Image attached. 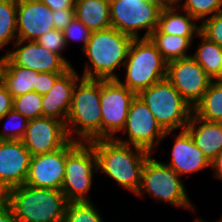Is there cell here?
Returning <instances> with one entry per match:
<instances>
[{
	"mask_svg": "<svg viewBox=\"0 0 222 222\" xmlns=\"http://www.w3.org/2000/svg\"><path fill=\"white\" fill-rule=\"evenodd\" d=\"M89 143L96 155L97 170H102L122 187L137 193L143 166L151 153L115 139H97Z\"/></svg>",
	"mask_w": 222,
	"mask_h": 222,
	"instance_id": "6da1fadb",
	"label": "cell"
},
{
	"mask_svg": "<svg viewBox=\"0 0 222 222\" xmlns=\"http://www.w3.org/2000/svg\"><path fill=\"white\" fill-rule=\"evenodd\" d=\"M6 203L19 222H63L68 201L61 190L23 184L6 191Z\"/></svg>",
	"mask_w": 222,
	"mask_h": 222,
	"instance_id": "7a4b0ae2",
	"label": "cell"
},
{
	"mask_svg": "<svg viewBox=\"0 0 222 222\" xmlns=\"http://www.w3.org/2000/svg\"><path fill=\"white\" fill-rule=\"evenodd\" d=\"M132 40L131 36L113 27L92 31L91 37L83 50L92 67L90 65L85 67L82 78L119 79L114 70L118 66H124Z\"/></svg>",
	"mask_w": 222,
	"mask_h": 222,
	"instance_id": "3957f363",
	"label": "cell"
},
{
	"mask_svg": "<svg viewBox=\"0 0 222 222\" xmlns=\"http://www.w3.org/2000/svg\"><path fill=\"white\" fill-rule=\"evenodd\" d=\"M100 98L101 80L81 78L76 83L66 120L67 133L71 140H74V132L81 137L77 138L79 142L102 139Z\"/></svg>",
	"mask_w": 222,
	"mask_h": 222,
	"instance_id": "277c9868",
	"label": "cell"
},
{
	"mask_svg": "<svg viewBox=\"0 0 222 222\" xmlns=\"http://www.w3.org/2000/svg\"><path fill=\"white\" fill-rule=\"evenodd\" d=\"M124 66L126 79L118 80L136 94L167 76V62L149 37L133 38Z\"/></svg>",
	"mask_w": 222,
	"mask_h": 222,
	"instance_id": "5b68a950",
	"label": "cell"
},
{
	"mask_svg": "<svg viewBox=\"0 0 222 222\" xmlns=\"http://www.w3.org/2000/svg\"><path fill=\"white\" fill-rule=\"evenodd\" d=\"M137 96L146 104L165 132L186 128L193 108L167 78L141 90Z\"/></svg>",
	"mask_w": 222,
	"mask_h": 222,
	"instance_id": "8992f818",
	"label": "cell"
},
{
	"mask_svg": "<svg viewBox=\"0 0 222 222\" xmlns=\"http://www.w3.org/2000/svg\"><path fill=\"white\" fill-rule=\"evenodd\" d=\"M93 171L98 172L92 145L76 138L70 140L66 144L65 175L61 187L68 202L89 201L86 195L92 186Z\"/></svg>",
	"mask_w": 222,
	"mask_h": 222,
	"instance_id": "52a82bcc",
	"label": "cell"
},
{
	"mask_svg": "<svg viewBox=\"0 0 222 222\" xmlns=\"http://www.w3.org/2000/svg\"><path fill=\"white\" fill-rule=\"evenodd\" d=\"M143 191L151 194L155 200L195 210L180 176L171 167L151 156L143 166L141 185L136 194L141 196Z\"/></svg>",
	"mask_w": 222,
	"mask_h": 222,
	"instance_id": "ba28073f",
	"label": "cell"
},
{
	"mask_svg": "<svg viewBox=\"0 0 222 222\" xmlns=\"http://www.w3.org/2000/svg\"><path fill=\"white\" fill-rule=\"evenodd\" d=\"M111 26L118 31L140 38L139 30L147 29L148 38L157 28L161 5L158 0H109Z\"/></svg>",
	"mask_w": 222,
	"mask_h": 222,
	"instance_id": "9c48e42d",
	"label": "cell"
},
{
	"mask_svg": "<svg viewBox=\"0 0 222 222\" xmlns=\"http://www.w3.org/2000/svg\"><path fill=\"white\" fill-rule=\"evenodd\" d=\"M136 95L118 79L101 80L102 139H114L122 131Z\"/></svg>",
	"mask_w": 222,
	"mask_h": 222,
	"instance_id": "30bf717a",
	"label": "cell"
},
{
	"mask_svg": "<svg viewBox=\"0 0 222 222\" xmlns=\"http://www.w3.org/2000/svg\"><path fill=\"white\" fill-rule=\"evenodd\" d=\"M123 131L128 133L127 141L117 137L114 139L124 144L140 147L150 153L170 133L161 128L152 112L137 95L130 105Z\"/></svg>",
	"mask_w": 222,
	"mask_h": 222,
	"instance_id": "8fae6325",
	"label": "cell"
},
{
	"mask_svg": "<svg viewBox=\"0 0 222 222\" xmlns=\"http://www.w3.org/2000/svg\"><path fill=\"white\" fill-rule=\"evenodd\" d=\"M166 78L192 108L202 99L212 82L191 56L168 62Z\"/></svg>",
	"mask_w": 222,
	"mask_h": 222,
	"instance_id": "7c38bea8",
	"label": "cell"
},
{
	"mask_svg": "<svg viewBox=\"0 0 222 222\" xmlns=\"http://www.w3.org/2000/svg\"><path fill=\"white\" fill-rule=\"evenodd\" d=\"M70 137L66 123L50 117L29 120L22 142L31 156L54 152L64 147Z\"/></svg>",
	"mask_w": 222,
	"mask_h": 222,
	"instance_id": "4fadbf2b",
	"label": "cell"
},
{
	"mask_svg": "<svg viewBox=\"0 0 222 222\" xmlns=\"http://www.w3.org/2000/svg\"><path fill=\"white\" fill-rule=\"evenodd\" d=\"M30 160L21 140H0V185L5 191L25 184Z\"/></svg>",
	"mask_w": 222,
	"mask_h": 222,
	"instance_id": "5bb4252c",
	"label": "cell"
},
{
	"mask_svg": "<svg viewBox=\"0 0 222 222\" xmlns=\"http://www.w3.org/2000/svg\"><path fill=\"white\" fill-rule=\"evenodd\" d=\"M66 145L54 152L31 156L25 184L61 190L65 175Z\"/></svg>",
	"mask_w": 222,
	"mask_h": 222,
	"instance_id": "9a60e30c",
	"label": "cell"
},
{
	"mask_svg": "<svg viewBox=\"0 0 222 222\" xmlns=\"http://www.w3.org/2000/svg\"><path fill=\"white\" fill-rule=\"evenodd\" d=\"M52 14L41 0H17V40L36 41L54 29Z\"/></svg>",
	"mask_w": 222,
	"mask_h": 222,
	"instance_id": "2e32d148",
	"label": "cell"
},
{
	"mask_svg": "<svg viewBox=\"0 0 222 222\" xmlns=\"http://www.w3.org/2000/svg\"><path fill=\"white\" fill-rule=\"evenodd\" d=\"M25 41L16 40L15 51H7V57L18 66L33 71L44 73H65L71 67L57 54L47 50L36 41H28V44L21 46Z\"/></svg>",
	"mask_w": 222,
	"mask_h": 222,
	"instance_id": "e0dca14e",
	"label": "cell"
},
{
	"mask_svg": "<svg viewBox=\"0 0 222 222\" xmlns=\"http://www.w3.org/2000/svg\"><path fill=\"white\" fill-rule=\"evenodd\" d=\"M78 80L79 76L73 67L56 80L51 90L42 95V117H50L66 123Z\"/></svg>",
	"mask_w": 222,
	"mask_h": 222,
	"instance_id": "ac0fdd59",
	"label": "cell"
},
{
	"mask_svg": "<svg viewBox=\"0 0 222 222\" xmlns=\"http://www.w3.org/2000/svg\"><path fill=\"white\" fill-rule=\"evenodd\" d=\"M165 165L171 167L180 176L208 167L211 162L196 146L189 132L184 129L175 138L171 162Z\"/></svg>",
	"mask_w": 222,
	"mask_h": 222,
	"instance_id": "d6986e66",
	"label": "cell"
},
{
	"mask_svg": "<svg viewBox=\"0 0 222 222\" xmlns=\"http://www.w3.org/2000/svg\"><path fill=\"white\" fill-rule=\"evenodd\" d=\"M185 129L210 162L222 151V122L205 121L192 113Z\"/></svg>",
	"mask_w": 222,
	"mask_h": 222,
	"instance_id": "ffe728a7",
	"label": "cell"
},
{
	"mask_svg": "<svg viewBox=\"0 0 222 222\" xmlns=\"http://www.w3.org/2000/svg\"><path fill=\"white\" fill-rule=\"evenodd\" d=\"M75 17L91 31L111 26L109 0H75Z\"/></svg>",
	"mask_w": 222,
	"mask_h": 222,
	"instance_id": "44dd1931",
	"label": "cell"
},
{
	"mask_svg": "<svg viewBox=\"0 0 222 222\" xmlns=\"http://www.w3.org/2000/svg\"><path fill=\"white\" fill-rule=\"evenodd\" d=\"M177 7L175 8H162L157 28L151 34H169L174 36L193 37L200 33V26L194 23L193 18L189 13L186 15L178 13Z\"/></svg>",
	"mask_w": 222,
	"mask_h": 222,
	"instance_id": "7402d4cb",
	"label": "cell"
},
{
	"mask_svg": "<svg viewBox=\"0 0 222 222\" xmlns=\"http://www.w3.org/2000/svg\"><path fill=\"white\" fill-rule=\"evenodd\" d=\"M38 72L15 65L9 58L4 71L3 85L13 98L31 91L36 92Z\"/></svg>",
	"mask_w": 222,
	"mask_h": 222,
	"instance_id": "603a6c76",
	"label": "cell"
},
{
	"mask_svg": "<svg viewBox=\"0 0 222 222\" xmlns=\"http://www.w3.org/2000/svg\"><path fill=\"white\" fill-rule=\"evenodd\" d=\"M201 45L191 57L205 70L211 80L222 77V46L210 41L201 33Z\"/></svg>",
	"mask_w": 222,
	"mask_h": 222,
	"instance_id": "cb8c5ba5",
	"label": "cell"
},
{
	"mask_svg": "<svg viewBox=\"0 0 222 222\" xmlns=\"http://www.w3.org/2000/svg\"><path fill=\"white\" fill-rule=\"evenodd\" d=\"M193 113L209 122H222V81L212 80Z\"/></svg>",
	"mask_w": 222,
	"mask_h": 222,
	"instance_id": "d4e9b609",
	"label": "cell"
},
{
	"mask_svg": "<svg viewBox=\"0 0 222 222\" xmlns=\"http://www.w3.org/2000/svg\"><path fill=\"white\" fill-rule=\"evenodd\" d=\"M149 38L167 63L191 56L190 54L188 55L186 51L191 47L193 37L150 34Z\"/></svg>",
	"mask_w": 222,
	"mask_h": 222,
	"instance_id": "484cf974",
	"label": "cell"
},
{
	"mask_svg": "<svg viewBox=\"0 0 222 222\" xmlns=\"http://www.w3.org/2000/svg\"><path fill=\"white\" fill-rule=\"evenodd\" d=\"M16 33L17 0H0V49L17 38Z\"/></svg>",
	"mask_w": 222,
	"mask_h": 222,
	"instance_id": "4316f807",
	"label": "cell"
},
{
	"mask_svg": "<svg viewBox=\"0 0 222 222\" xmlns=\"http://www.w3.org/2000/svg\"><path fill=\"white\" fill-rule=\"evenodd\" d=\"M63 222H103L91 201L68 202Z\"/></svg>",
	"mask_w": 222,
	"mask_h": 222,
	"instance_id": "83f0119b",
	"label": "cell"
},
{
	"mask_svg": "<svg viewBox=\"0 0 222 222\" xmlns=\"http://www.w3.org/2000/svg\"><path fill=\"white\" fill-rule=\"evenodd\" d=\"M42 95L35 91L13 98V109L29 120L42 117Z\"/></svg>",
	"mask_w": 222,
	"mask_h": 222,
	"instance_id": "f1b7e54d",
	"label": "cell"
},
{
	"mask_svg": "<svg viewBox=\"0 0 222 222\" xmlns=\"http://www.w3.org/2000/svg\"><path fill=\"white\" fill-rule=\"evenodd\" d=\"M181 9L196 20H203L222 10V0H185Z\"/></svg>",
	"mask_w": 222,
	"mask_h": 222,
	"instance_id": "f546056e",
	"label": "cell"
},
{
	"mask_svg": "<svg viewBox=\"0 0 222 222\" xmlns=\"http://www.w3.org/2000/svg\"><path fill=\"white\" fill-rule=\"evenodd\" d=\"M6 117L8 119V122H9V120H10V122L12 120L19 121L20 119L22 120V122L19 121L17 123H11L14 126V127L12 126L14 129L11 128L10 124L5 123V125H4L5 132L0 133V140H22V138L26 132V129H27V126L29 123V119L24 117L23 115H21L19 112L15 111L14 109H11L5 116L1 117L0 121ZM8 126H10V127H8Z\"/></svg>",
	"mask_w": 222,
	"mask_h": 222,
	"instance_id": "4dcf8cb0",
	"label": "cell"
},
{
	"mask_svg": "<svg viewBox=\"0 0 222 222\" xmlns=\"http://www.w3.org/2000/svg\"><path fill=\"white\" fill-rule=\"evenodd\" d=\"M36 42L47 50L59 55L70 67H72L69 61H67V59H65L61 54V51L67 46L65 43L63 31L57 30L55 28L49 30L48 32L41 35L36 40Z\"/></svg>",
	"mask_w": 222,
	"mask_h": 222,
	"instance_id": "1f68e13d",
	"label": "cell"
},
{
	"mask_svg": "<svg viewBox=\"0 0 222 222\" xmlns=\"http://www.w3.org/2000/svg\"><path fill=\"white\" fill-rule=\"evenodd\" d=\"M200 33L210 41L222 46V10L207 19H203Z\"/></svg>",
	"mask_w": 222,
	"mask_h": 222,
	"instance_id": "d6a6232c",
	"label": "cell"
},
{
	"mask_svg": "<svg viewBox=\"0 0 222 222\" xmlns=\"http://www.w3.org/2000/svg\"><path fill=\"white\" fill-rule=\"evenodd\" d=\"M63 34L66 45L70 41L69 39L75 41L82 40L83 41L82 50H84L91 37L92 31L88 29L80 20L74 17L63 30Z\"/></svg>",
	"mask_w": 222,
	"mask_h": 222,
	"instance_id": "836d02e7",
	"label": "cell"
},
{
	"mask_svg": "<svg viewBox=\"0 0 222 222\" xmlns=\"http://www.w3.org/2000/svg\"><path fill=\"white\" fill-rule=\"evenodd\" d=\"M62 74L64 73L38 72V78H36V92L41 95L48 93Z\"/></svg>",
	"mask_w": 222,
	"mask_h": 222,
	"instance_id": "e575fe53",
	"label": "cell"
},
{
	"mask_svg": "<svg viewBox=\"0 0 222 222\" xmlns=\"http://www.w3.org/2000/svg\"><path fill=\"white\" fill-rule=\"evenodd\" d=\"M74 17L75 9H61L53 11L52 21L54 23L55 29L63 31Z\"/></svg>",
	"mask_w": 222,
	"mask_h": 222,
	"instance_id": "d590c367",
	"label": "cell"
},
{
	"mask_svg": "<svg viewBox=\"0 0 222 222\" xmlns=\"http://www.w3.org/2000/svg\"><path fill=\"white\" fill-rule=\"evenodd\" d=\"M11 109H13V97L2 84L0 85V118L5 116Z\"/></svg>",
	"mask_w": 222,
	"mask_h": 222,
	"instance_id": "8d00e7d4",
	"label": "cell"
},
{
	"mask_svg": "<svg viewBox=\"0 0 222 222\" xmlns=\"http://www.w3.org/2000/svg\"><path fill=\"white\" fill-rule=\"evenodd\" d=\"M52 11L61 9H75V0H41Z\"/></svg>",
	"mask_w": 222,
	"mask_h": 222,
	"instance_id": "74e56055",
	"label": "cell"
},
{
	"mask_svg": "<svg viewBox=\"0 0 222 222\" xmlns=\"http://www.w3.org/2000/svg\"><path fill=\"white\" fill-rule=\"evenodd\" d=\"M0 222H19L6 202L0 204Z\"/></svg>",
	"mask_w": 222,
	"mask_h": 222,
	"instance_id": "f35d334b",
	"label": "cell"
},
{
	"mask_svg": "<svg viewBox=\"0 0 222 222\" xmlns=\"http://www.w3.org/2000/svg\"><path fill=\"white\" fill-rule=\"evenodd\" d=\"M210 166L215 170V177L222 180V151L211 161Z\"/></svg>",
	"mask_w": 222,
	"mask_h": 222,
	"instance_id": "ab89813d",
	"label": "cell"
},
{
	"mask_svg": "<svg viewBox=\"0 0 222 222\" xmlns=\"http://www.w3.org/2000/svg\"><path fill=\"white\" fill-rule=\"evenodd\" d=\"M162 8H175L182 0H158Z\"/></svg>",
	"mask_w": 222,
	"mask_h": 222,
	"instance_id": "60d3db41",
	"label": "cell"
},
{
	"mask_svg": "<svg viewBox=\"0 0 222 222\" xmlns=\"http://www.w3.org/2000/svg\"><path fill=\"white\" fill-rule=\"evenodd\" d=\"M7 59H8L7 54L0 57V85L3 84L4 71H5Z\"/></svg>",
	"mask_w": 222,
	"mask_h": 222,
	"instance_id": "b9f144b4",
	"label": "cell"
},
{
	"mask_svg": "<svg viewBox=\"0 0 222 222\" xmlns=\"http://www.w3.org/2000/svg\"><path fill=\"white\" fill-rule=\"evenodd\" d=\"M4 202H6V191L0 185V204H3Z\"/></svg>",
	"mask_w": 222,
	"mask_h": 222,
	"instance_id": "7bdbcfd3",
	"label": "cell"
},
{
	"mask_svg": "<svg viewBox=\"0 0 222 222\" xmlns=\"http://www.w3.org/2000/svg\"><path fill=\"white\" fill-rule=\"evenodd\" d=\"M195 222H204V221H202V220H200V219H199V220L196 219ZM205 222H206V221H205ZM218 222H222V218H221Z\"/></svg>",
	"mask_w": 222,
	"mask_h": 222,
	"instance_id": "ee69618b",
	"label": "cell"
}]
</instances>
